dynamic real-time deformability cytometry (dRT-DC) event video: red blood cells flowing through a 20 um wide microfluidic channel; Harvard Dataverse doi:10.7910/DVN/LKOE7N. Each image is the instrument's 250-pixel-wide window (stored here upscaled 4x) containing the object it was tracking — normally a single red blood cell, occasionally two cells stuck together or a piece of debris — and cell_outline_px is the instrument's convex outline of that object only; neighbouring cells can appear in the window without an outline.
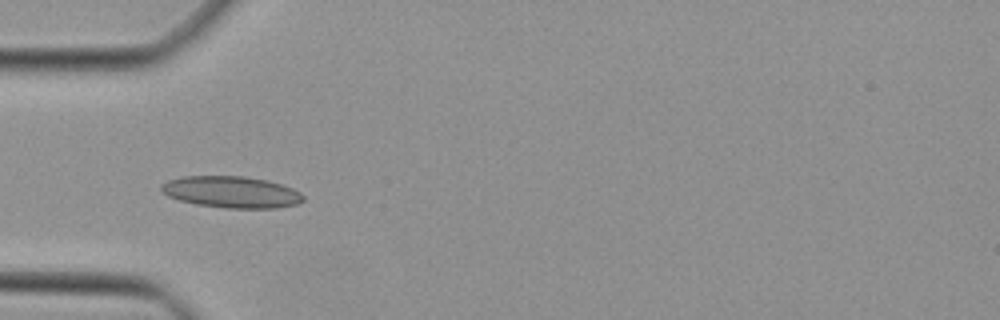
{"species": "Egyptian fruit bat (a non-hibernating species)", "species_latin": "Rousettus aegyptiacus", "temperature_condition": "cold", "stored_images_in_passage": 30, "camera_frame_rate_fps": 3000, "um_per_image_px": 0.085, "animal": {"sex": "female"}, "frame": {"image": 1, "passage_image": 1, "time_ms": 0.0, "image_size_px": [1000, 320], "cell_outline_px": [[304, 200], [296, 204], [276, 208], [224, 208], [196, 204], [180, 200], [168, 196], [160, 188], [160, 184], [168, 180], [184, 176], [244, 176], [268, 180], [292, 188], [300, 192], [304, 196]], "centroid_in_image_um": [19.67, 16.32], "position_along_channel_um": 65.3, "area_um2": 26.13}}
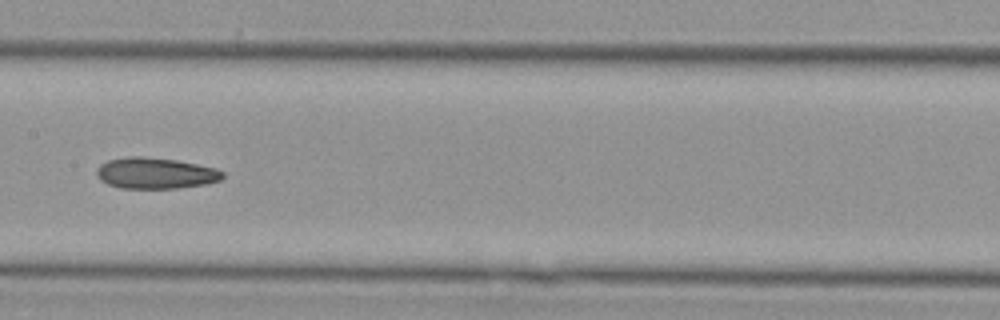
{"frame": {"image": 2, "passage_image": 10, "time_ms": 3.0, "image_size_px": [1000, 320], "cell_outline_px": [[224, 176], [220, 180], [204, 184], [180, 188], [120, 188], [108, 184], [100, 180], [96, 176], [96, 168], [100, 164], [108, 160], [128, 156], [140, 156], [176, 160], [196, 164], [212, 168], [224, 172]], "centroid_in_image_um": [13.16, 14.72], "position_along_channel_um": 194.2, "area_um2": 22.77}}
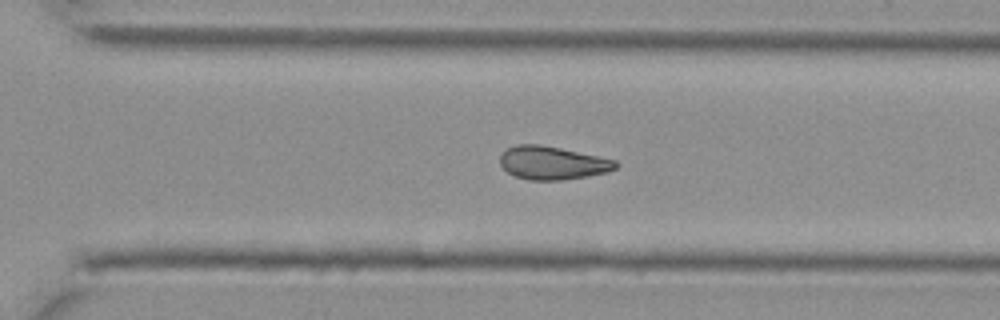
{"frame": {"image": 3, "passage_image": 19, "time_ms": 6.0, "image_size_px": [1000, 320], "cell_outline_px": [[620, 164], [616, 168], [608, 172], [588, 176], [560, 180], [528, 180], [516, 176], [508, 172], [500, 164], [500, 156], [508, 148], [516, 144], [540, 144], [560, 148], [616, 160]], "centroid_in_image_um": [46.97, 13.85], "position_along_channel_um": 323.6, "area_um2": 22.31}}